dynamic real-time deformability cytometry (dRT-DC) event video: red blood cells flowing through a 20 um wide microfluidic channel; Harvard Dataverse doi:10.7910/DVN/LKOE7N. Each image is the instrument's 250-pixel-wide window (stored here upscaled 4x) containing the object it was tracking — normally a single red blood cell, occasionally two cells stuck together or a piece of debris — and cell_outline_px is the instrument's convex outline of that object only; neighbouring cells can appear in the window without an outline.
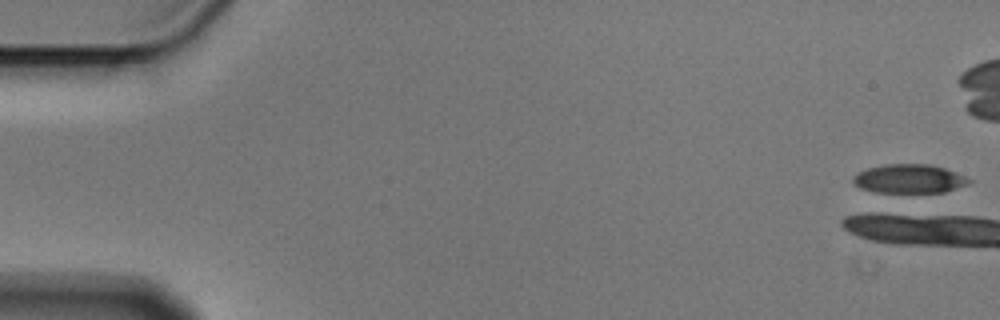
{"species": "Egyptian fruit bat (a non-hibernating species)", "species_latin": "Rousettus aegyptiacus", "temperature_condition": "cold", "stored_images_in_passage": 3, "camera_frame_rate_fps": 3000, "um_per_image_px": 0.085, "animal": {"sex": "male"}, "frame": {"image": 1, "passage_image": 1, "time_ms": 0.0, "image_size_px": [1000, 320], "cell_outline_px": [[972, 180], [968, 184], [944, 192], [876, 192], [860, 188], [852, 180], [852, 176], [868, 168], [884, 164], [928, 164], [944, 168], [956, 172]], "centroid_in_image_um": [77.28, 15.19], "position_along_channel_um": 7.7, "area_um2": 19.31}}